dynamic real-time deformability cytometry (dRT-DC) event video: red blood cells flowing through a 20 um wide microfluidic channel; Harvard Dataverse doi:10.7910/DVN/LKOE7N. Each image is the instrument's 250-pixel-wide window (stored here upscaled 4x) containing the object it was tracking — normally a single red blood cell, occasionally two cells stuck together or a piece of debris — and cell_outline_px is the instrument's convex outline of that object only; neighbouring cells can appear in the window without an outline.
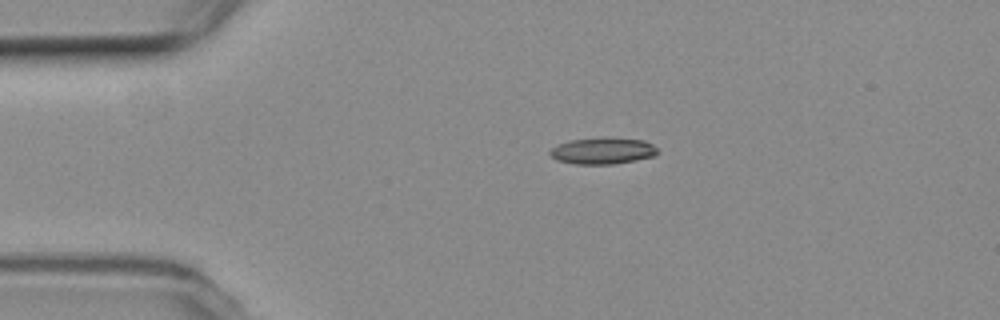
{"species": "common noctule bat (a hibernating species)", "species_latin": "Nyctalus noctula", "temperature_condition": "room temperature", "stored_images_in_passage": 54, "camera_frame_rate_fps": 3000, "um_per_image_px": 0.085, "animal": {"sex": "female", "body_mass_g": 19.3, "forearm_length_mm": 54.1}, "frame": {"image": 1, "passage_image": 11, "time_ms": 3.333, "image_size_px": [1000, 320], "cell_outline_px": [[660, 152], [656, 156], [636, 160], [612, 164], [576, 164], [556, 160], [548, 152], [552, 148], [560, 144], [572, 140], [644, 140], [652, 144]], "centroid_in_image_um": [51.26, 12.88], "position_along_channel_um": 33.7, "area_um2": 15.78}}
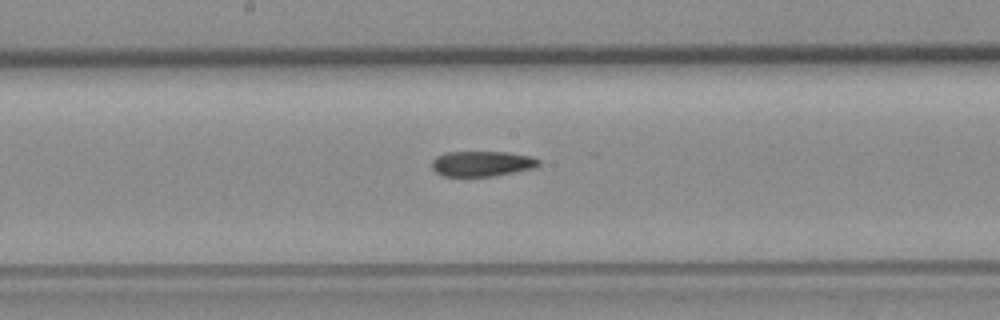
{"frame": {"image": 2, "passage_image": 28, "time_ms": 9.0, "image_size_px": [1000, 320], "cell_outline_px": [[540, 164], [536, 168], [492, 176], [440, 176], [432, 168], [432, 160], [436, 156], [448, 152], [504, 152], [532, 156], [540, 160]], "centroid_in_image_um": [40.97, 13.91], "position_along_channel_um": 207.2, "area_um2": 15.84}}
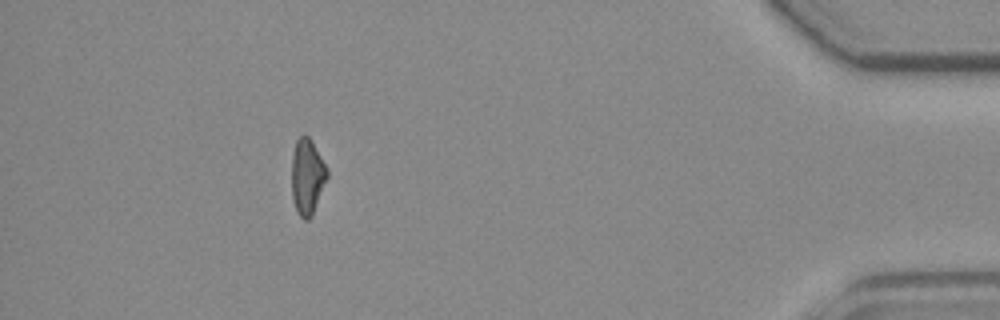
{"frame": {"image": 3, "passage_image": 49, "time_ms": 16.0, "image_size_px": [1000, 320], "cell_outline_px": [[328, 176], [312, 216], [308, 220], [304, 220], [296, 212], [292, 200], [292, 156], [296, 140], [304, 132], [312, 140], [328, 168]], "centroid_in_image_um": [26.11, 15.0], "position_along_channel_um": 409.1, "area_um2": 15.95}, "authors_computed_cell_mechanics": {"area_um2": 16.1262, "velocity_mm_per_s": 3.761, "shape_relaxation_time_tau1_ms": null, "shape_relaxation_time_tau2_ms": 10.4474, "deformation_change_tau1": null, "deformation_change_tau2": 0.2197}}